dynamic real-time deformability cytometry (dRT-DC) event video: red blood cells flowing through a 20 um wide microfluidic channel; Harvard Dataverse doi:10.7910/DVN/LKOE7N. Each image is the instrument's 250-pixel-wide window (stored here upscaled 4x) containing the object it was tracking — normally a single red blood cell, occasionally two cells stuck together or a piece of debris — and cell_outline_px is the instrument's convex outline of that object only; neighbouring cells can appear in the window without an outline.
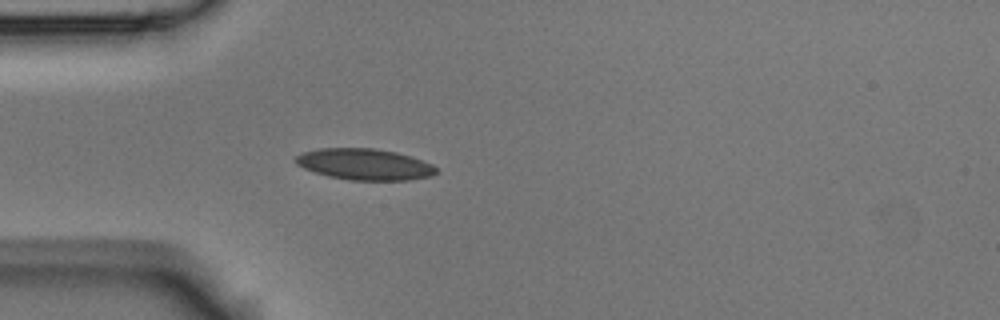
{"species": "Egyptian fruit bat (a non-hibernating species)", "species_latin": "Rousettus aegyptiacus", "temperature_condition": "room temperature", "stored_images_in_passage": 4, "camera_frame_rate_fps": 3000, "um_per_image_px": 0.085, "animal": {"sex": "male"}, "frame": {"image": 1, "passage_image": 4, "time_ms": 1.0, "image_size_px": [1000, 320], "cell_outline_px": [[436, 172], [432, 176], [408, 180], [348, 180], [328, 176], [304, 168], [296, 164], [292, 160], [296, 156], [304, 152], [320, 148], [376, 148], [396, 152], [432, 164], [436, 168]], "centroid_in_image_um": [30.96, 13.96], "position_along_channel_um": 54.0, "area_um2": 25.49}}